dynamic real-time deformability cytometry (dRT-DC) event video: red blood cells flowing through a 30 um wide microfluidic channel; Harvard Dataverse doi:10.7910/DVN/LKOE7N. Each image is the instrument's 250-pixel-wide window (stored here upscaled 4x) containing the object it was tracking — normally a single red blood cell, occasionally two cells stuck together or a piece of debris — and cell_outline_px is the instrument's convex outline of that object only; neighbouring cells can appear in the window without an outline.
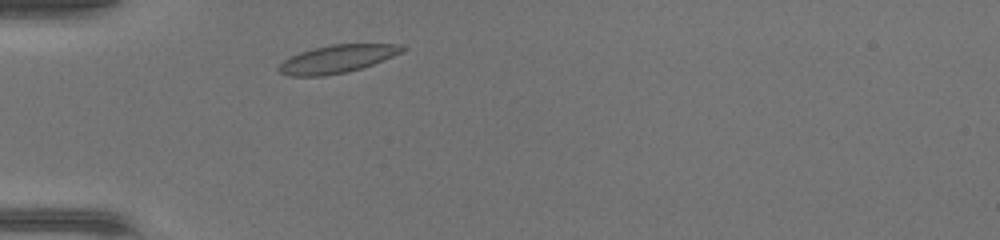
{"species": "common noctule bat (a hibernating species)", "species_latin": "Nyctalus noctula", "temperature_condition": "warm", "stored_images_in_passage": 35, "camera_frame_rate_fps": 3000, "um_per_image_px": 0.085, "animal": {"sex": "female", "body_mass_g": 17.0, "forearm_length_mm": 48.0}, "frame": {"image": 1, "passage_image": 3, "time_ms": 0.667, "image_size_px": [1000, 240], "cell_outline_px": [[408, 48], [404, 52], [372, 64], [348, 72], [324, 76], [288, 76], [280, 72], [276, 68], [284, 60], [300, 52], [332, 44], [400, 44]], "centroid_in_image_um": [28.68, 5.01], "position_along_channel_um": 56.3, "area_um2": 20.0}}
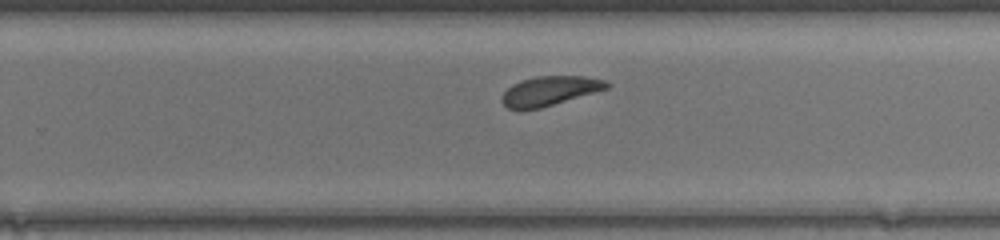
{"frame": {"image": 2, "passage_image": 19, "time_ms": 6.0, "image_size_px": [1000, 240], "cell_outline_px": [[612, 84], [608, 88], [540, 108], [520, 112], [508, 108], [500, 100], [500, 96], [512, 84], [520, 80], [536, 76], [584, 76], [608, 80]], "centroid_in_image_um": [46.69, 7.73], "position_along_channel_um": 283.1, "area_um2": 18.26}}
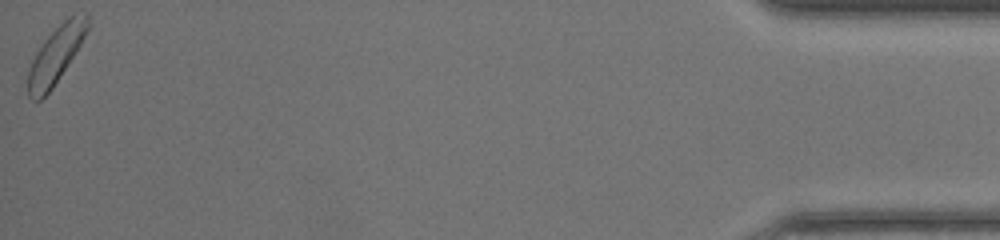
{"frame": {"image": 3, "passage_image": 35, "time_ms": 11.333, "image_size_px": [1000, 240], "cell_outline_px": [[88, 32], [76, 52], [52, 88], [40, 100], [32, 100], [28, 96], [28, 68], [36, 52], [44, 40], [68, 16], [88, 12]], "centroid_in_image_um": [4.75, 4.66], "position_along_channel_um": 430.5, "area_um2": 19.54}}